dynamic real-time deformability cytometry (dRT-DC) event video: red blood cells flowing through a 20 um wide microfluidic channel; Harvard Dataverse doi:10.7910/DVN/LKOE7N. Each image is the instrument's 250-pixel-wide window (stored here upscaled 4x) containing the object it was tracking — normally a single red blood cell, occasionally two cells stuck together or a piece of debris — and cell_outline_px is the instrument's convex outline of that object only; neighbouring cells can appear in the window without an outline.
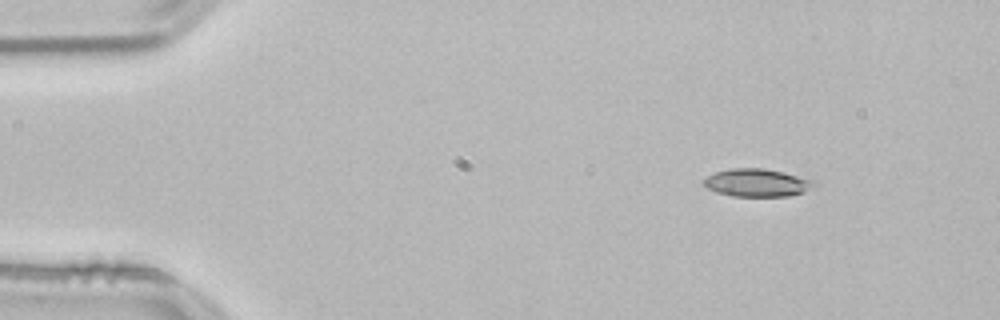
{"species": "common noctule bat (a hibernating species)", "species_latin": "Nyctalus noctula", "temperature_condition": "room temperature", "stored_images_in_passage": 47, "camera_frame_rate_fps": 3000, "um_per_image_px": 0.085, "animal": {"sex": "male", "body_mass_g": 21.5, "forearm_length_mm": 52.0}, "frame": {"image": 1, "passage_image": 1, "time_ms": 0.0, "image_size_px": [1000, 320], "cell_outline_px": [[820, 184], [804, 192], [788, 196], [732, 196], [716, 192], [708, 188], [704, 184], [704, 180], [708, 176], [716, 172], [732, 168], [764, 168], [784, 172], [816, 180]], "centroid_in_image_um": [64.43, 15.53], "position_along_channel_um": 20.6, "area_um2": 18.03}}
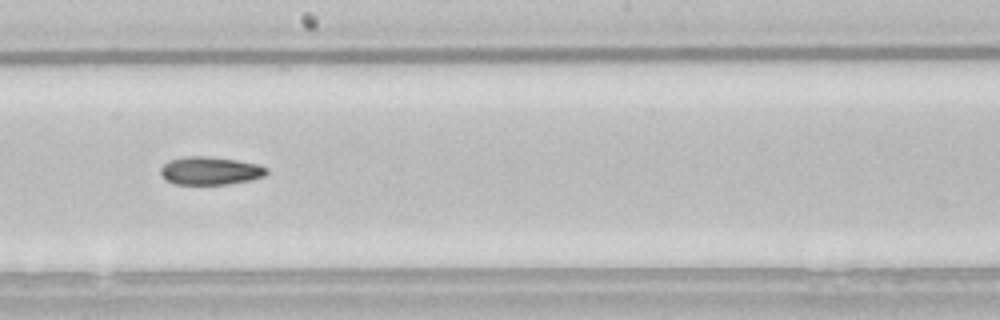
{"frame": {"image": 2, "passage_image": 24, "time_ms": 7.667, "image_size_px": [1000, 320], "cell_outline_px": [[268, 172], [264, 176], [252, 180], [228, 184], [176, 184], [164, 180], [160, 172], [160, 168], [168, 160], [184, 156], [208, 156], [236, 160], [260, 164], [268, 168]], "centroid_in_image_um": [17.87, 14.51], "position_along_channel_um": 230.3, "area_um2": 17.57}}
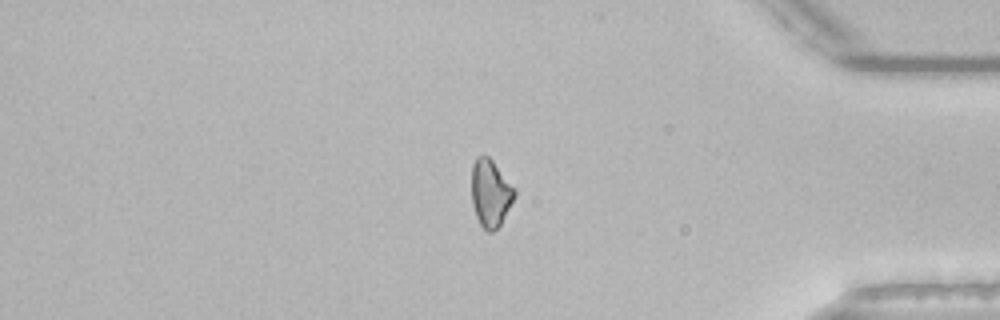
{"frame": {"image": 3, "passage_image": 39, "time_ms": 12.667, "image_size_px": [1000, 320], "cell_outline_px": [[516, 196], [500, 224], [492, 232], [488, 232], [480, 224], [476, 216], [472, 204], [472, 164], [476, 156], [488, 156], [492, 160], [516, 188]], "centroid_in_image_um": [41.7, 16.4], "position_along_channel_um": 393.5, "area_um2": 16.88}}